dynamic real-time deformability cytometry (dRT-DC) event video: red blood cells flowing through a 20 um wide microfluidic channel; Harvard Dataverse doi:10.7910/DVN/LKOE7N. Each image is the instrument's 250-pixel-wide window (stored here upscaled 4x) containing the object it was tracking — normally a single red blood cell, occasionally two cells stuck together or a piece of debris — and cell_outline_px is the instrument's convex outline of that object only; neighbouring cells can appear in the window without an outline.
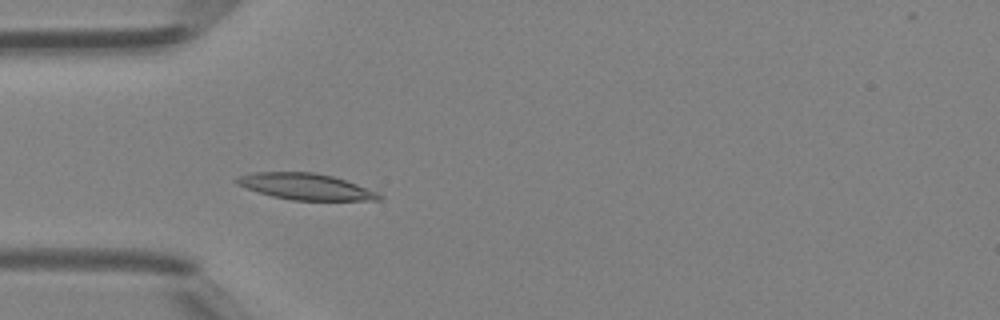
{"species": "Egyptian fruit bat (a non-hibernating species)", "species_latin": "Rousettus aegyptiacus", "temperature_condition": "room temperature", "stored_images_in_passage": 41, "camera_frame_rate_fps": 3000, "um_per_image_px": 0.085, "animal": {"sex": "female"}, "frame": {"image": 1, "passage_image": 11, "time_ms": 3.333, "image_size_px": [1000, 320], "cell_outline_px": [[384, 196], [380, 200], [292, 200], [272, 196], [236, 184], [232, 180], [236, 176], [256, 172], [312, 172], [332, 176], [356, 184], [376, 192]], "centroid_in_image_um": [25.94, 15.85], "position_along_channel_um": 59.1, "area_um2": 21.56}}
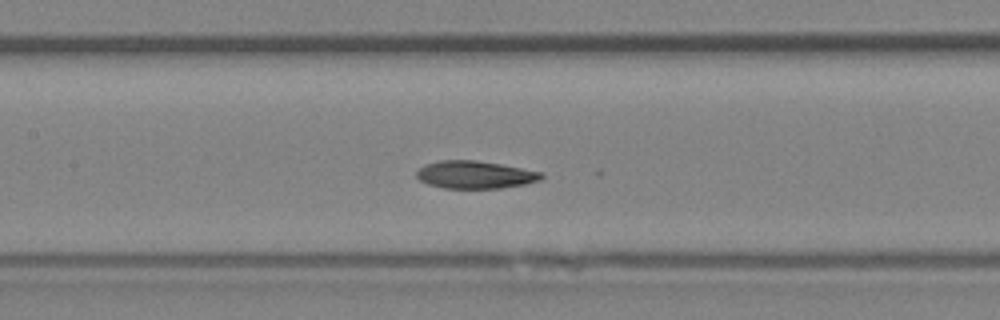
{"frame": {"image": 2, "passage_image": 18, "time_ms": 5.667, "image_size_px": [1000, 320], "cell_outline_px": [[544, 176], [540, 180], [524, 184], [500, 188], [444, 188], [428, 184], [420, 180], [416, 176], [416, 172], [424, 164], [440, 160], [476, 160], [500, 164], [544, 172]], "centroid_in_image_um": [40.38, 14.84], "position_along_channel_um": 167.0, "area_um2": 20.11}}
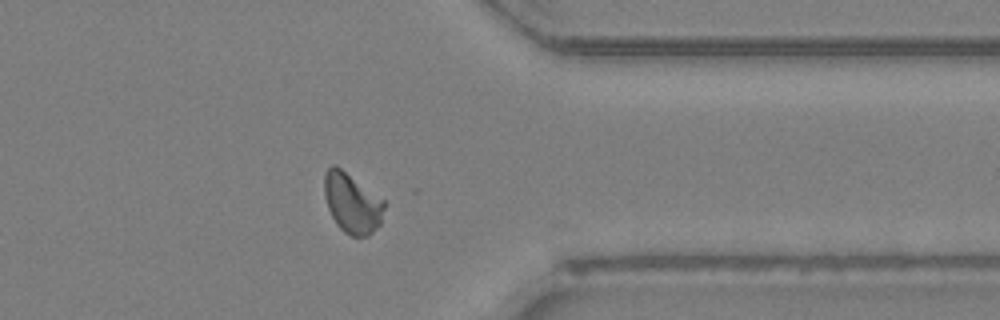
{"frame": {"image": 3, "passage_image": 32, "time_ms": 10.333, "image_size_px": [1000, 320], "cell_outline_px": [[384, 208], [380, 224], [368, 236], [352, 236], [344, 232], [336, 224], [328, 208], [324, 196], [324, 172], [332, 164], [336, 164], [384, 200]], "centroid_in_image_um": [29.9, 17.24], "position_along_channel_um": 381.5, "area_um2": 20.92}}